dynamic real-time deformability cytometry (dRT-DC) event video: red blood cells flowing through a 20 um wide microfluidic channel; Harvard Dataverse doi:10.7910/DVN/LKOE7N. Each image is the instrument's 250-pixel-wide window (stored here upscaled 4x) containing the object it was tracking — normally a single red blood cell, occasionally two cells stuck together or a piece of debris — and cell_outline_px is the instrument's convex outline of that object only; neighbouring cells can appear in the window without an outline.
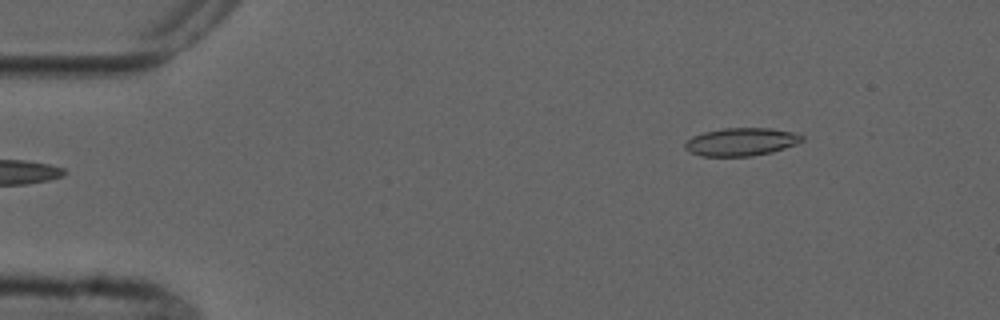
{"species": "common noctule bat (a hibernating species)", "species_latin": "Nyctalus noctula", "temperature_condition": "cold", "stored_images_in_passage": 5, "camera_frame_rate_fps": 3000, "um_per_image_px": 0.085, "animal": {"sex": "male", "forearm_length_mm": 52.5}, "frame": {"image": 1, "passage_image": 5, "time_ms": 5.667, "image_size_px": [1000, 320], "cell_outline_px": [[804, 140], [796, 144], [772, 152], [752, 156], [700, 156], [688, 152], [684, 148], [684, 144], [692, 136], [704, 132], [724, 128], [772, 128], [792, 132], [804, 136]], "centroid_in_image_um": [62.98, 12.06], "position_along_channel_um": 22.0, "area_um2": 19.13}}